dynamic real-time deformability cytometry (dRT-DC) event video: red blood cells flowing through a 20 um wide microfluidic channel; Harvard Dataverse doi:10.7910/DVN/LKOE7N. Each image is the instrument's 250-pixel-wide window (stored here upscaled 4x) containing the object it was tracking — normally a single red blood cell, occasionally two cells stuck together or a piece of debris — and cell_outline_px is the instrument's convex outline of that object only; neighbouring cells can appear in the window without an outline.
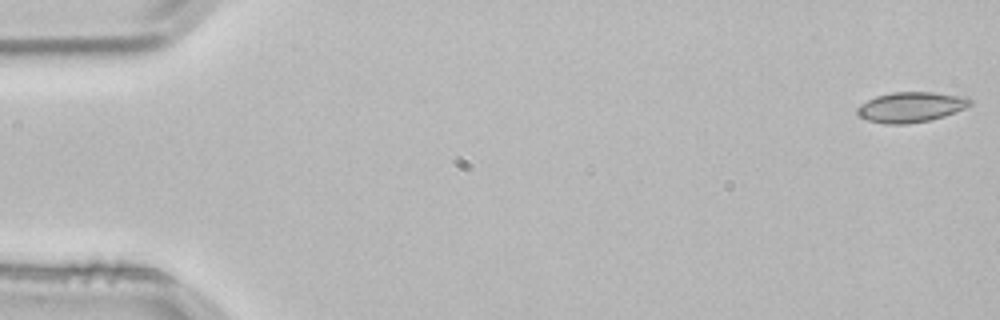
{"species": "common noctule bat (a hibernating species)", "species_latin": "Nyctalus noctula", "temperature_condition": "room temperature", "stored_images_in_passage": 53, "camera_frame_rate_fps": 3000, "um_per_image_px": 0.085, "animal": {"sex": "male", "body_mass_g": 21.5, "forearm_length_mm": 52.0}, "frame": {"image": 1, "passage_image": 1, "time_ms": 0.0, "image_size_px": [1000, 320], "cell_outline_px": [[972, 104], [964, 108], [944, 116], [928, 120], [904, 124], [884, 124], [868, 120], [860, 116], [856, 112], [856, 108], [860, 104], [876, 96], [892, 92], [932, 92], [968, 96], [972, 100]], "centroid_in_image_um": [77.43, 9.09], "position_along_channel_um": 7.6, "area_um2": 19.88}}
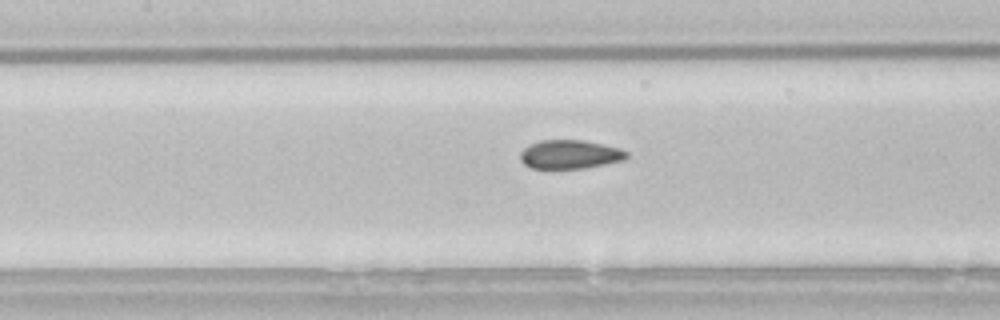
{"frame": {"image": 2, "passage_image": 24, "time_ms": 7.667, "image_size_px": [1000, 320], "cell_outline_px": [[628, 156], [624, 160], [584, 168], [532, 168], [524, 164], [520, 160], [520, 152], [524, 148], [540, 140], [584, 140], [620, 148], [628, 152]], "centroid_in_image_um": [48.45, 13.12], "position_along_channel_um": 159.0, "area_um2": 17.74}}
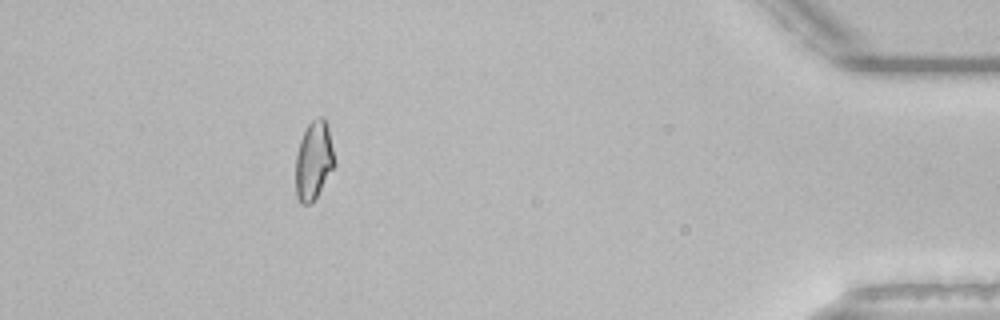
{"frame": {"image": 3, "passage_image": 48, "time_ms": 15.667, "image_size_px": [1000, 320], "cell_outline_px": [[336, 164], [312, 204], [300, 204], [296, 196], [296, 156], [300, 140], [308, 124], [312, 120], [320, 116], [324, 116], [328, 128]], "centroid_in_image_um": [26.67, 13.66], "position_along_channel_um": 408.5, "area_um2": 17.8}, "authors_computed_cell_mechanics": {"area_um2": 18.3226, "velocity_mm_per_s": 3.8284, "shape_relaxation_time_tau1_ms": null, "shape_relaxation_time_tau2_ms": 1.4297, "deformation_change_tau1": null, "deformation_change_tau2": 0.0492}}